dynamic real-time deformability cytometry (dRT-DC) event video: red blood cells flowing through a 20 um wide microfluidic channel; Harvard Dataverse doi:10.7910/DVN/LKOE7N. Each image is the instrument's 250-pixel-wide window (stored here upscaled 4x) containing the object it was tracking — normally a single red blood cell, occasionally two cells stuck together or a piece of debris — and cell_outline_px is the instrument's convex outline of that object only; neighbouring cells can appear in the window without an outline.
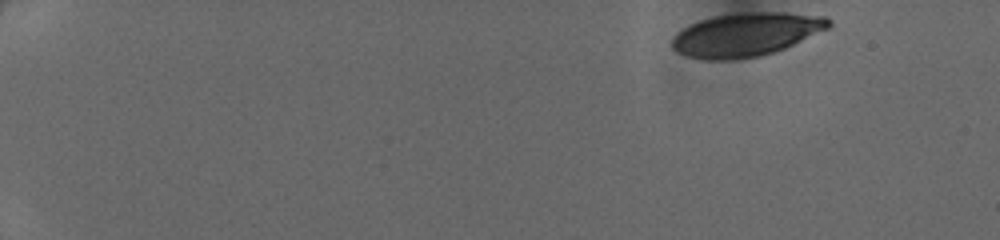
{"species": "human", "species_latin": "Homo sapiens", "temperature_condition": "cold", "stored_images_in_passage": 44, "camera_frame_rate_fps": 3000, "um_per_image_px": 0.085, "donor": {"sex": "female"}, "frame": {"image": 1, "passage_image": 1, "time_ms": 0.0, "image_size_px": [1000, 240], "cell_outline_px": [[832, 24], [828, 28], [784, 48], [760, 56], [736, 60], [704, 60], [688, 56], [676, 52], [672, 48], [672, 40], [676, 32], [700, 20], [716, 16], [752, 12], [780, 12], [828, 16], [832, 20]], "centroid_in_image_um": [63.42, 2.94], "position_along_channel_um": 21.6, "area_um2": 39.54}}
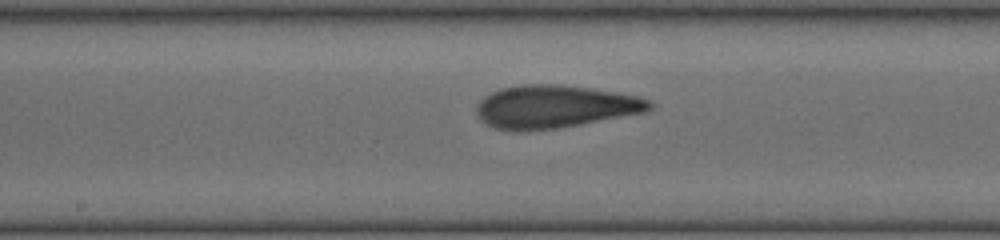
{"frame": {"image": 2, "passage_image": 24, "time_ms": 7.667, "image_size_px": [1000, 240], "cell_outline_px": [[652, 108], [644, 112], [560, 128], [528, 132], [516, 132], [496, 128], [480, 120], [476, 112], [476, 108], [480, 100], [484, 96], [500, 88], [520, 84], [560, 84], [592, 88], [616, 92], [636, 96], [652, 100]], "centroid_in_image_um": [47.12, 9.07], "position_along_channel_um": 201.1, "area_um2": 43.58}}
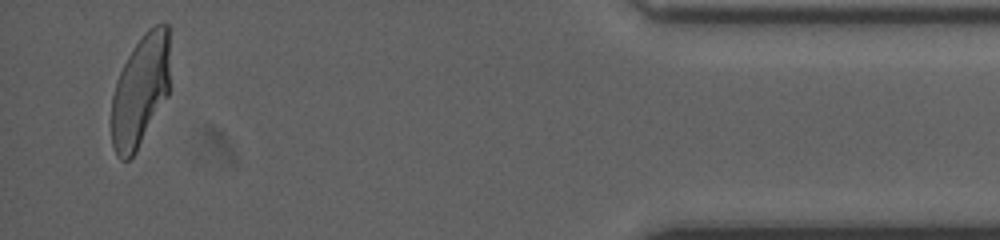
{"frame": {"image": 3, "passage_image": 43, "time_ms": 14.0, "image_size_px": [1000, 240], "cell_outline_px": [[168, 96], [136, 152], [128, 160], [120, 160], [116, 156], [112, 144], [112, 96], [120, 72], [128, 56], [144, 32], [148, 28], [156, 24], [168, 24]], "centroid_in_image_um": [11.92, 7.75], "position_along_channel_um": 423.3, "area_um2": 37.74}}